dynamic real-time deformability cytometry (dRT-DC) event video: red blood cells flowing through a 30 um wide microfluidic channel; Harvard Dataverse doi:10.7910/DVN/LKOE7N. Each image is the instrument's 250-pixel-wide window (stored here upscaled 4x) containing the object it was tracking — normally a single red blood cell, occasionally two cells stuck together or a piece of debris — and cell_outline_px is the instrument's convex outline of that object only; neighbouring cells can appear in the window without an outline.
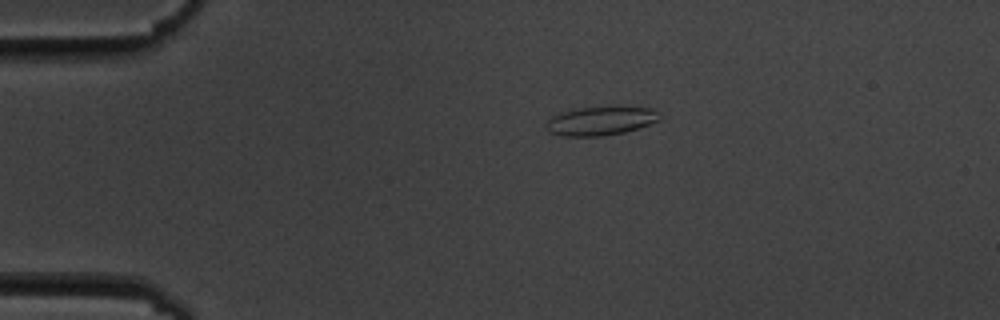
{"species": "common noctule bat (a hibernating species)", "species_latin": "Nyctalus noctula", "temperature_condition": "cold", "stored_images_in_passage": 15, "camera_frame_rate_fps": 3000, "um_per_image_px": 0.085, "animal": {"sex": "male", "body_mass_g": 19.5, "forearm_length_mm": 54.6}, "frame": {"image": 1, "passage_image": 3, "time_ms": 3.0, "image_size_px": [1000, 320], "cell_outline_px": [[660, 120], [640, 128], [624, 132], [604, 136], [560, 136], [548, 132], [548, 120], [552, 116], [560, 112], [580, 108], [652, 108]], "centroid_in_image_um": [51.01, 10.31], "position_along_channel_um": 34.0, "area_um2": 18.5}}
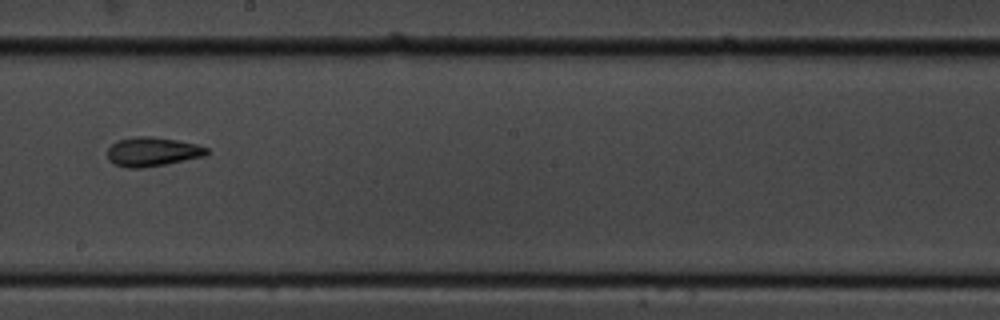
{"frame": {"image": 2, "passage_image": 9, "time_ms": 10.0, "image_size_px": [1000, 320], "cell_outline_px": [[208, 152], [204, 156], [144, 168], [128, 168], [112, 164], [108, 160], [108, 148], [112, 144], [120, 140], [136, 136], [152, 136], [176, 140], [196, 144], [208, 148]], "centroid_in_image_um": [12.92, 12.9], "position_along_channel_um": 235.3, "area_um2": 16.76}}
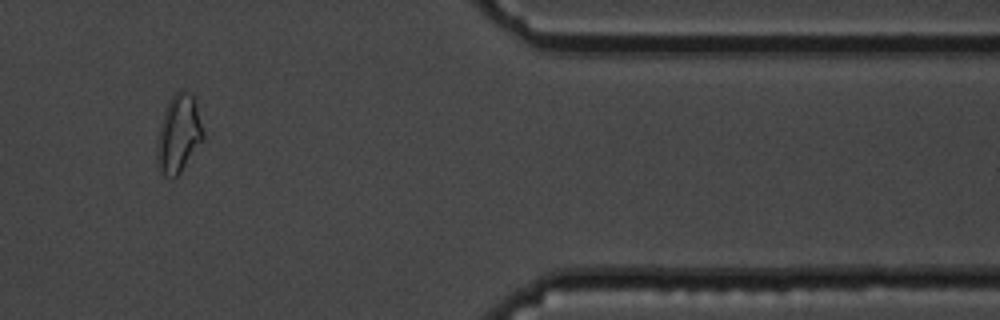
{"frame": {"image": 3, "passage_image": 13, "time_ms": 15.333, "image_size_px": [1000, 320], "cell_outline_px": [[204, 136], [180, 172], [172, 180], [160, 168], [156, 160], [156, 148], [160, 124], [164, 112], [172, 96], [176, 92], [184, 88], [196, 100], [204, 132]], "centroid_in_image_um": [15.19, 11.33], "position_along_channel_um": 396.2, "area_um2": 20.58}, "authors_computed_cell_mechanics": {"area_um2": 17.1088, "velocity_mm_per_s": 3.5357, "shape_relaxation_time_tau1_ms": 6.5143, "shape_relaxation_time_tau2_ms": 4.7923, "deformation_change_tau1": 0.1754, "deformation_change_tau2": 0.1113}}